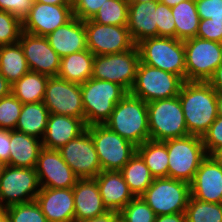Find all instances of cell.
I'll use <instances>...</instances> for the list:
<instances>
[{"label":"cell","instance_id":"b9f144b4","mask_svg":"<svg viewBox=\"0 0 222 222\" xmlns=\"http://www.w3.org/2000/svg\"><path fill=\"white\" fill-rule=\"evenodd\" d=\"M202 140L208 155H212L222 147V116H217L208 131L203 135Z\"/></svg>","mask_w":222,"mask_h":222},{"label":"cell","instance_id":"4fadbf2b","mask_svg":"<svg viewBox=\"0 0 222 222\" xmlns=\"http://www.w3.org/2000/svg\"><path fill=\"white\" fill-rule=\"evenodd\" d=\"M84 23L87 48L95 56L124 52L136 45L127 26L98 24L91 19Z\"/></svg>","mask_w":222,"mask_h":222},{"label":"cell","instance_id":"f5cc1de1","mask_svg":"<svg viewBox=\"0 0 222 222\" xmlns=\"http://www.w3.org/2000/svg\"><path fill=\"white\" fill-rule=\"evenodd\" d=\"M185 0H159V2L166 4L168 7H173Z\"/></svg>","mask_w":222,"mask_h":222},{"label":"cell","instance_id":"f6af8a7d","mask_svg":"<svg viewBox=\"0 0 222 222\" xmlns=\"http://www.w3.org/2000/svg\"><path fill=\"white\" fill-rule=\"evenodd\" d=\"M197 37L222 43V26L208 22V19H200Z\"/></svg>","mask_w":222,"mask_h":222},{"label":"cell","instance_id":"9c48e42d","mask_svg":"<svg viewBox=\"0 0 222 222\" xmlns=\"http://www.w3.org/2000/svg\"><path fill=\"white\" fill-rule=\"evenodd\" d=\"M184 82L176 74L151 67L140 61L130 93L148 103L178 96Z\"/></svg>","mask_w":222,"mask_h":222},{"label":"cell","instance_id":"d6986e66","mask_svg":"<svg viewBox=\"0 0 222 222\" xmlns=\"http://www.w3.org/2000/svg\"><path fill=\"white\" fill-rule=\"evenodd\" d=\"M191 196L203 202L222 204V165L208 155L190 183Z\"/></svg>","mask_w":222,"mask_h":222},{"label":"cell","instance_id":"bcb514c9","mask_svg":"<svg viewBox=\"0 0 222 222\" xmlns=\"http://www.w3.org/2000/svg\"><path fill=\"white\" fill-rule=\"evenodd\" d=\"M10 130L0 128V160L9 165Z\"/></svg>","mask_w":222,"mask_h":222},{"label":"cell","instance_id":"7c38bea8","mask_svg":"<svg viewBox=\"0 0 222 222\" xmlns=\"http://www.w3.org/2000/svg\"><path fill=\"white\" fill-rule=\"evenodd\" d=\"M40 189L35 168L7 165L0 177V209L34 201Z\"/></svg>","mask_w":222,"mask_h":222},{"label":"cell","instance_id":"9f6ffc18","mask_svg":"<svg viewBox=\"0 0 222 222\" xmlns=\"http://www.w3.org/2000/svg\"><path fill=\"white\" fill-rule=\"evenodd\" d=\"M0 222H11L8 214L4 209H0Z\"/></svg>","mask_w":222,"mask_h":222},{"label":"cell","instance_id":"680465c9","mask_svg":"<svg viewBox=\"0 0 222 222\" xmlns=\"http://www.w3.org/2000/svg\"><path fill=\"white\" fill-rule=\"evenodd\" d=\"M6 166L7 164L4 161L0 160V177L2 176Z\"/></svg>","mask_w":222,"mask_h":222},{"label":"cell","instance_id":"e575fe53","mask_svg":"<svg viewBox=\"0 0 222 222\" xmlns=\"http://www.w3.org/2000/svg\"><path fill=\"white\" fill-rule=\"evenodd\" d=\"M185 216L186 222H222V204L203 202L191 196Z\"/></svg>","mask_w":222,"mask_h":222},{"label":"cell","instance_id":"5bb4252c","mask_svg":"<svg viewBox=\"0 0 222 222\" xmlns=\"http://www.w3.org/2000/svg\"><path fill=\"white\" fill-rule=\"evenodd\" d=\"M43 102L50 113L73 116L85 123L80 84L49 77Z\"/></svg>","mask_w":222,"mask_h":222},{"label":"cell","instance_id":"3957f363","mask_svg":"<svg viewBox=\"0 0 222 222\" xmlns=\"http://www.w3.org/2000/svg\"><path fill=\"white\" fill-rule=\"evenodd\" d=\"M80 88L86 126L104 124L115 105L128 93L117 83L95 78L80 84Z\"/></svg>","mask_w":222,"mask_h":222},{"label":"cell","instance_id":"9a60e30c","mask_svg":"<svg viewBox=\"0 0 222 222\" xmlns=\"http://www.w3.org/2000/svg\"><path fill=\"white\" fill-rule=\"evenodd\" d=\"M58 151L79 179L95 178L102 171L94 142L87 130Z\"/></svg>","mask_w":222,"mask_h":222},{"label":"cell","instance_id":"836d02e7","mask_svg":"<svg viewBox=\"0 0 222 222\" xmlns=\"http://www.w3.org/2000/svg\"><path fill=\"white\" fill-rule=\"evenodd\" d=\"M128 7V0H106L91 20L98 24L127 26Z\"/></svg>","mask_w":222,"mask_h":222},{"label":"cell","instance_id":"8fae6325","mask_svg":"<svg viewBox=\"0 0 222 222\" xmlns=\"http://www.w3.org/2000/svg\"><path fill=\"white\" fill-rule=\"evenodd\" d=\"M186 81L207 82L222 64V43L199 37L184 40Z\"/></svg>","mask_w":222,"mask_h":222},{"label":"cell","instance_id":"60d3db41","mask_svg":"<svg viewBox=\"0 0 222 222\" xmlns=\"http://www.w3.org/2000/svg\"><path fill=\"white\" fill-rule=\"evenodd\" d=\"M200 19L222 26V0H195Z\"/></svg>","mask_w":222,"mask_h":222},{"label":"cell","instance_id":"816d5d0a","mask_svg":"<svg viewBox=\"0 0 222 222\" xmlns=\"http://www.w3.org/2000/svg\"><path fill=\"white\" fill-rule=\"evenodd\" d=\"M39 3L52 4V5H72V0H35Z\"/></svg>","mask_w":222,"mask_h":222},{"label":"cell","instance_id":"f907efd6","mask_svg":"<svg viewBox=\"0 0 222 222\" xmlns=\"http://www.w3.org/2000/svg\"><path fill=\"white\" fill-rule=\"evenodd\" d=\"M12 85L0 73V99L11 94Z\"/></svg>","mask_w":222,"mask_h":222},{"label":"cell","instance_id":"52a82bcc","mask_svg":"<svg viewBox=\"0 0 222 222\" xmlns=\"http://www.w3.org/2000/svg\"><path fill=\"white\" fill-rule=\"evenodd\" d=\"M94 142L102 171H120L136 153L137 146L104 124L86 127Z\"/></svg>","mask_w":222,"mask_h":222},{"label":"cell","instance_id":"6f0895ef","mask_svg":"<svg viewBox=\"0 0 222 222\" xmlns=\"http://www.w3.org/2000/svg\"><path fill=\"white\" fill-rule=\"evenodd\" d=\"M129 3H142V2H159V0H128Z\"/></svg>","mask_w":222,"mask_h":222},{"label":"cell","instance_id":"4dcf8cb0","mask_svg":"<svg viewBox=\"0 0 222 222\" xmlns=\"http://www.w3.org/2000/svg\"><path fill=\"white\" fill-rule=\"evenodd\" d=\"M29 71L19 42L0 46V73L11 85Z\"/></svg>","mask_w":222,"mask_h":222},{"label":"cell","instance_id":"2e32d148","mask_svg":"<svg viewBox=\"0 0 222 222\" xmlns=\"http://www.w3.org/2000/svg\"><path fill=\"white\" fill-rule=\"evenodd\" d=\"M72 18V5H52L34 1L31 10L22 20V30L38 36H47Z\"/></svg>","mask_w":222,"mask_h":222},{"label":"cell","instance_id":"f1b7e54d","mask_svg":"<svg viewBox=\"0 0 222 222\" xmlns=\"http://www.w3.org/2000/svg\"><path fill=\"white\" fill-rule=\"evenodd\" d=\"M49 76L29 71L12 84L11 93L22 104L43 102Z\"/></svg>","mask_w":222,"mask_h":222},{"label":"cell","instance_id":"4316f807","mask_svg":"<svg viewBox=\"0 0 222 222\" xmlns=\"http://www.w3.org/2000/svg\"><path fill=\"white\" fill-rule=\"evenodd\" d=\"M95 55L88 49L61 58L58 77L69 82L82 84L92 78Z\"/></svg>","mask_w":222,"mask_h":222},{"label":"cell","instance_id":"d4e9b609","mask_svg":"<svg viewBox=\"0 0 222 222\" xmlns=\"http://www.w3.org/2000/svg\"><path fill=\"white\" fill-rule=\"evenodd\" d=\"M157 2L129 3L128 23L135 44L149 37H158Z\"/></svg>","mask_w":222,"mask_h":222},{"label":"cell","instance_id":"11a10c76","mask_svg":"<svg viewBox=\"0 0 222 222\" xmlns=\"http://www.w3.org/2000/svg\"><path fill=\"white\" fill-rule=\"evenodd\" d=\"M212 156L222 165V147L217 149Z\"/></svg>","mask_w":222,"mask_h":222},{"label":"cell","instance_id":"7402d4cb","mask_svg":"<svg viewBox=\"0 0 222 222\" xmlns=\"http://www.w3.org/2000/svg\"><path fill=\"white\" fill-rule=\"evenodd\" d=\"M73 197L75 221L101 216L109 211L94 178L79 179L73 187Z\"/></svg>","mask_w":222,"mask_h":222},{"label":"cell","instance_id":"277c9868","mask_svg":"<svg viewBox=\"0 0 222 222\" xmlns=\"http://www.w3.org/2000/svg\"><path fill=\"white\" fill-rule=\"evenodd\" d=\"M140 61L186 81L184 42L172 37H149L136 44Z\"/></svg>","mask_w":222,"mask_h":222},{"label":"cell","instance_id":"1f68e13d","mask_svg":"<svg viewBox=\"0 0 222 222\" xmlns=\"http://www.w3.org/2000/svg\"><path fill=\"white\" fill-rule=\"evenodd\" d=\"M136 152L142 157L154 178L168 177V150L163 141L147 140L137 146Z\"/></svg>","mask_w":222,"mask_h":222},{"label":"cell","instance_id":"74e56055","mask_svg":"<svg viewBox=\"0 0 222 222\" xmlns=\"http://www.w3.org/2000/svg\"><path fill=\"white\" fill-rule=\"evenodd\" d=\"M22 31L20 18L0 10V46L18 43Z\"/></svg>","mask_w":222,"mask_h":222},{"label":"cell","instance_id":"db71d44e","mask_svg":"<svg viewBox=\"0 0 222 222\" xmlns=\"http://www.w3.org/2000/svg\"><path fill=\"white\" fill-rule=\"evenodd\" d=\"M218 115L222 116V92H217Z\"/></svg>","mask_w":222,"mask_h":222},{"label":"cell","instance_id":"7bdbcfd3","mask_svg":"<svg viewBox=\"0 0 222 222\" xmlns=\"http://www.w3.org/2000/svg\"><path fill=\"white\" fill-rule=\"evenodd\" d=\"M106 0H72L73 17L80 20L91 19Z\"/></svg>","mask_w":222,"mask_h":222},{"label":"cell","instance_id":"83f0119b","mask_svg":"<svg viewBox=\"0 0 222 222\" xmlns=\"http://www.w3.org/2000/svg\"><path fill=\"white\" fill-rule=\"evenodd\" d=\"M49 115L44 102L23 104L15 130L42 140Z\"/></svg>","mask_w":222,"mask_h":222},{"label":"cell","instance_id":"cb8c5ba5","mask_svg":"<svg viewBox=\"0 0 222 222\" xmlns=\"http://www.w3.org/2000/svg\"><path fill=\"white\" fill-rule=\"evenodd\" d=\"M46 38L61 58L88 49L85 23L76 17L49 33Z\"/></svg>","mask_w":222,"mask_h":222},{"label":"cell","instance_id":"484cf974","mask_svg":"<svg viewBox=\"0 0 222 222\" xmlns=\"http://www.w3.org/2000/svg\"><path fill=\"white\" fill-rule=\"evenodd\" d=\"M42 148V140L16 130H10L9 166L35 168Z\"/></svg>","mask_w":222,"mask_h":222},{"label":"cell","instance_id":"ab89813d","mask_svg":"<svg viewBox=\"0 0 222 222\" xmlns=\"http://www.w3.org/2000/svg\"><path fill=\"white\" fill-rule=\"evenodd\" d=\"M156 24L158 28V37L175 38V22L171 7H168L161 2H157Z\"/></svg>","mask_w":222,"mask_h":222},{"label":"cell","instance_id":"f546056e","mask_svg":"<svg viewBox=\"0 0 222 222\" xmlns=\"http://www.w3.org/2000/svg\"><path fill=\"white\" fill-rule=\"evenodd\" d=\"M175 22V38L184 41L197 35L200 17L195 0H185L171 7Z\"/></svg>","mask_w":222,"mask_h":222},{"label":"cell","instance_id":"f35d334b","mask_svg":"<svg viewBox=\"0 0 222 222\" xmlns=\"http://www.w3.org/2000/svg\"><path fill=\"white\" fill-rule=\"evenodd\" d=\"M22 102L17 99L12 93L0 99V128L15 130Z\"/></svg>","mask_w":222,"mask_h":222},{"label":"cell","instance_id":"7a4b0ae2","mask_svg":"<svg viewBox=\"0 0 222 222\" xmlns=\"http://www.w3.org/2000/svg\"><path fill=\"white\" fill-rule=\"evenodd\" d=\"M104 125L136 146L150 140L147 103L130 92L115 105Z\"/></svg>","mask_w":222,"mask_h":222},{"label":"cell","instance_id":"d590c367","mask_svg":"<svg viewBox=\"0 0 222 222\" xmlns=\"http://www.w3.org/2000/svg\"><path fill=\"white\" fill-rule=\"evenodd\" d=\"M119 214L121 222H155L157 216L141 196L134 197Z\"/></svg>","mask_w":222,"mask_h":222},{"label":"cell","instance_id":"ba28073f","mask_svg":"<svg viewBox=\"0 0 222 222\" xmlns=\"http://www.w3.org/2000/svg\"><path fill=\"white\" fill-rule=\"evenodd\" d=\"M156 215L185 213L191 197L190 184L173 178H154L141 195Z\"/></svg>","mask_w":222,"mask_h":222},{"label":"cell","instance_id":"c3c4849f","mask_svg":"<svg viewBox=\"0 0 222 222\" xmlns=\"http://www.w3.org/2000/svg\"><path fill=\"white\" fill-rule=\"evenodd\" d=\"M216 92H222V64L207 81Z\"/></svg>","mask_w":222,"mask_h":222},{"label":"cell","instance_id":"30bf717a","mask_svg":"<svg viewBox=\"0 0 222 222\" xmlns=\"http://www.w3.org/2000/svg\"><path fill=\"white\" fill-rule=\"evenodd\" d=\"M139 62L137 45L116 54L96 55L93 60L92 78L117 83L130 92L135 83Z\"/></svg>","mask_w":222,"mask_h":222},{"label":"cell","instance_id":"5b68a950","mask_svg":"<svg viewBox=\"0 0 222 222\" xmlns=\"http://www.w3.org/2000/svg\"><path fill=\"white\" fill-rule=\"evenodd\" d=\"M168 150V178L191 183L208 156L202 137L187 135L163 141Z\"/></svg>","mask_w":222,"mask_h":222},{"label":"cell","instance_id":"e0dca14e","mask_svg":"<svg viewBox=\"0 0 222 222\" xmlns=\"http://www.w3.org/2000/svg\"><path fill=\"white\" fill-rule=\"evenodd\" d=\"M18 42L24 51L30 71L49 77L58 75L61 57L50 46L46 36H38L22 31Z\"/></svg>","mask_w":222,"mask_h":222},{"label":"cell","instance_id":"7dc6e473","mask_svg":"<svg viewBox=\"0 0 222 222\" xmlns=\"http://www.w3.org/2000/svg\"><path fill=\"white\" fill-rule=\"evenodd\" d=\"M74 222H121L120 214L117 211H108L104 215L97 216L90 219H85L81 221H74Z\"/></svg>","mask_w":222,"mask_h":222},{"label":"cell","instance_id":"44dd1931","mask_svg":"<svg viewBox=\"0 0 222 222\" xmlns=\"http://www.w3.org/2000/svg\"><path fill=\"white\" fill-rule=\"evenodd\" d=\"M94 179L109 211L120 212L135 197L121 171H101Z\"/></svg>","mask_w":222,"mask_h":222},{"label":"cell","instance_id":"603a6c76","mask_svg":"<svg viewBox=\"0 0 222 222\" xmlns=\"http://www.w3.org/2000/svg\"><path fill=\"white\" fill-rule=\"evenodd\" d=\"M86 127L80 118L50 113L42 145L44 148L59 150L83 133Z\"/></svg>","mask_w":222,"mask_h":222},{"label":"cell","instance_id":"6da1fadb","mask_svg":"<svg viewBox=\"0 0 222 222\" xmlns=\"http://www.w3.org/2000/svg\"><path fill=\"white\" fill-rule=\"evenodd\" d=\"M178 96L189 135L203 137L218 116L217 92L208 82L185 81Z\"/></svg>","mask_w":222,"mask_h":222},{"label":"cell","instance_id":"681fc988","mask_svg":"<svg viewBox=\"0 0 222 222\" xmlns=\"http://www.w3.org/2000/svg\"><path fill=\"white\" fill-rule=\"evenodd\" d=\"M155 222H186L185 213L157 215Z\"/></svg>","mask_w":222,"mask_h":222},{"label":"cell","instance_id":"8992f818","mask_svg":"<svg viewBox=\"0 0 222 222\" xmlns=\"http://www.w3.org/2000/svg\"><path fill=\"white\" fill-rule=\"evenodd\" d=\"M150 140L165 141L189 135L179 96L147 103Z\"/></svg>","mask_w":222,"mask_h":222},{"label":"cell","instance_id":"ac0fdd59","mask_svg":"<svg viewBox=\"0 0 222 222\" xmlns=\"http://www.w3.org/2000/svg\"><path fill=\"white\" fill-rule=\"evenodd\" d=\"M35 169L44 188H73L79 180L58 150L43 147Z\"/></svg>","mask_w":222,"mask_h":222},{"label":"cell","instance_id":"d6a6232c","mask_svg":"<svg viewBox=\"0 0 222 222\" xmlns=\"http://www.w3.org/2000/svg\"><path fill=\"white\" fill-rule=\"evenodd\" d=\"M120 171L135 197L141 196L154 180L144 160L137 152Z\"/></svg>","mask_w":222,"mask_h":222},{"label":"cell","instance_id":"ffe728a7","mask_svg":"<svg viewBox=\"0 0 222 222\" xmlns=\"http://www.w3.org/2000/svg\"><path fill=\"white\" fill-rule=\"evenodd\" d=\"M48 222H74L73 188L41 187L35 200Z\"/></svg>","mask_w":222,"mask_h":222},{"label":"cell","instance_id":"ee69618b","mask_svg":"<svg viewBox=\"0 0 222 222\" xmlns=\"http://www.w3.org/2000/svg\"><path fill=\"white\" fill-rule=\"evenodd\" d=\"M35 0H0V10L11 13L21 20L29 13Z\"/></svg>","mask_w":222,"mask_h":222},{"label":"cell","instance_id":"8d00e7d4","mask_svg":"<svg viewBox=\"0 0 222 222\" xmlns=\"http://www.w3.org/2000/svg\"><path fill=\"white\" fill-rule=\"evenodd\" d=\"M11 222H48L39 204L34 200L4 209Z\"/></svg>","mask_w":222,"mask_h":222}]
</instances>
